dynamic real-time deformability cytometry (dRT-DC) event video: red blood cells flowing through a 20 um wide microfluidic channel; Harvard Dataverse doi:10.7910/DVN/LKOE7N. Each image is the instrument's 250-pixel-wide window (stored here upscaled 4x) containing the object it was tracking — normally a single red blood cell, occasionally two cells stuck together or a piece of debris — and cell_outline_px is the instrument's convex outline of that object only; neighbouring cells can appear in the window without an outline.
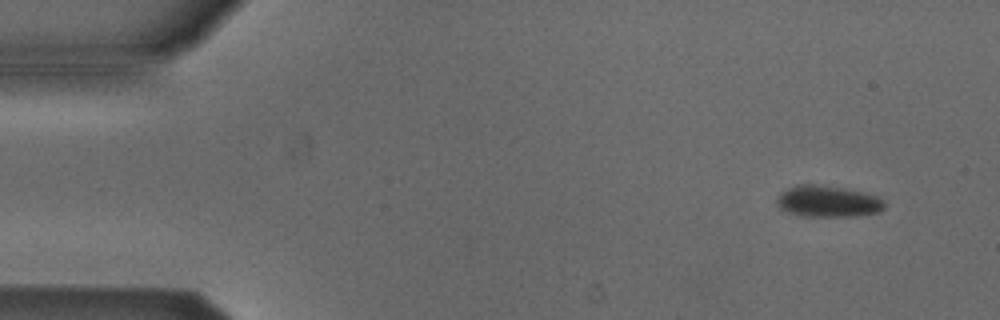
{"species": "Egyptian fruit bat (a non-hibernating species)", "species_latin": "Rousettus aegyptiacus", "temperature_condition": "cold", "stored_images_in_passage": 6, "segment_of_instrument_passage": [2, 2], "camera_frame_rate_fps": 3000, "um_per_image_px": 0.085, "animal": {"sex": "male"}, "frame": {"image": 1, "passage_image": 6, "time_ms": 1.667, "image_size_px": [1000, 320], "cell_outline_px": [[884, 208], [880, 212], [856, 216], [800, 216], [788, 212], [780, 208], [776, 204], [776, 196], [780, 192], [788, 188], [800, 184], [812, 184], [844, 188], [864, 192], [880, 196], [884, 200]], "centroid_in_image_um": [70.37, 17.11], "position_along_channel_um": 14.6, "area_um2": 19.94}}